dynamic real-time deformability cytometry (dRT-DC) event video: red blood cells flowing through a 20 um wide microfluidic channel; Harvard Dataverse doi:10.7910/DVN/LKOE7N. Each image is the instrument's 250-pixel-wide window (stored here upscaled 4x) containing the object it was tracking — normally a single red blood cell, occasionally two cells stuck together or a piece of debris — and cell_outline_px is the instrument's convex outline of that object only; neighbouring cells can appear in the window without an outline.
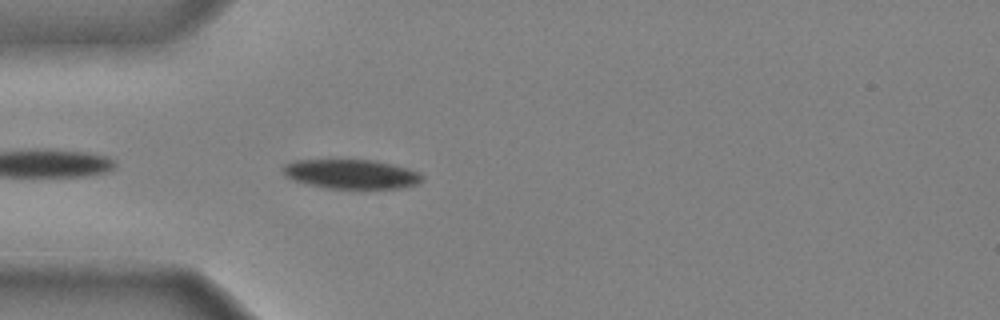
{"species": "common noctule bat (a hibernating species)", "species_latin": "Nyctalus noctula", "temperature_condition": "cold", "stored_images_in_passage": 36, "camera_frame_rate_fps": 3000, "um_per_image_px": 0.085, "animal": {"sex": "male", "body_mass_g": 20.4}, "frame": {"image": 1, "passage_image": 2, "time_ms": 0.333, "image_size_px": [1000, 320], "cell_outline_px": [[424, 180], [420, 184], [404, 188], [328, 188], [308, 184], [284, 176], [280, 168], [284, 164], [296, 160], [372, 160], [392, 164], [408, 168], [420, 172], [424, 176]], "centroid_in_image_um": [29.9, 14.79], "position_along_channel_um": 55.1, "area_um2": 23.99}}
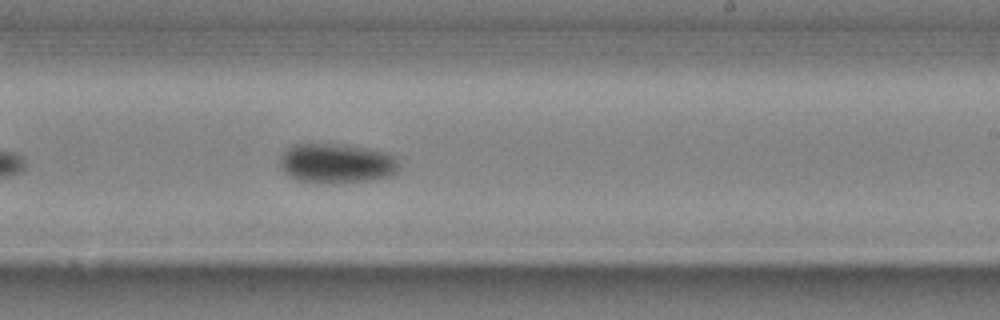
{"frame": {"image": 2, "passage_image": 18, "time_ms": 5.667, "image_size_px": [1000, 320], "cell_outline_px": [[400, 172], [388, 176], [372, 180], [296, 180], [288, 176], [280, 168], [280, 156], [292, 144], [340, 144], [388, 152], [396, 156], [400, 168]], "centroid_in_image_um": [28.64, 13.84], "position_along_channel_um": 260.4, "area_um2": 26.88}}
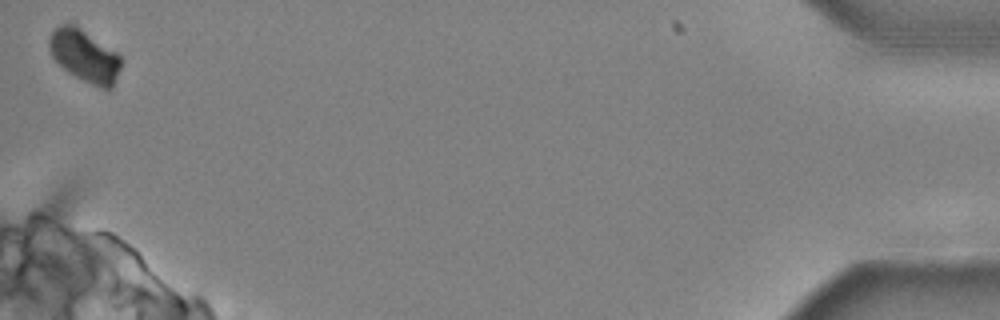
{"frame": {"image": 3, "passage_image": 36, "time_ms": 11.667, "image_size_px": [1000, 320], "cell_outline_px": [[120, 68], [112, 88], [100, 88], [68, 72], [52, 56], [48, 48], [48, 40], [52, 32], [60, 24], [72, 24], [116, 52], [120, 56]], "centroid_in_image_um": [7.17, 4.75], "position_along_channel_um": 428.0, "area_um2": 21.15}, "authors_computed_cell_mechanics": {"area_um2": 25.6632, "velocity_mm_per_s": 3.9502, "shape_relaxation_time_tau1_ms": 2.2265, "shape_relaxation_time_tau2_ms": null, "deformation_change_tau1": 0.1145, "deformation_change_tau2": null}}